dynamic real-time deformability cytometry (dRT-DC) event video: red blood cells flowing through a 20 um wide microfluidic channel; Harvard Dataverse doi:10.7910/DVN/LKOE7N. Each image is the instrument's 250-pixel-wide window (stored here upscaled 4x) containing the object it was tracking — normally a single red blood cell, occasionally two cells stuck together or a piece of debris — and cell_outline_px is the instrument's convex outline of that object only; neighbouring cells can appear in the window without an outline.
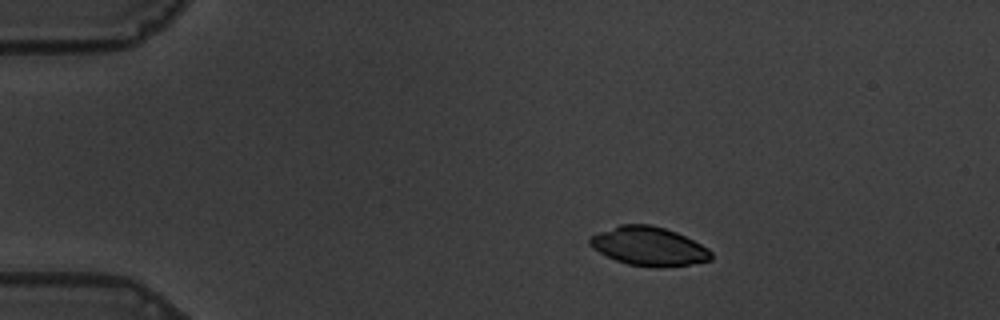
{"species": "common noctule bat (a hibernating species)", "species_latin": "Nyctalus noctula", "temperature_condition": "warm", "stored_images_in_passage": 48, "camera_frame_rate_fps": 3000, "um_per_image_px": 0.085, "animal": {"sex": "male", "body_mass_g": 19.5, "forearm_length_mm": 54.6}, "frame": {"image": 1, "passage_image": 1, "time_ms": 0.0, "image_size_px": [1000, 320], "cell_outline_px": [[712, 260], [688, 264], [660, 268], [656, 268], [628, 264], [616, 260], [592, 248], [588, 244], [588, 236], [620, 224], [648, 224], [664, 228], [676, 232], [708, 248], [712, 252]], "centroid_in_image_um": [55.12, 20.93], "position_along_channel_um": 29.9, "area_um2": 27.4}}
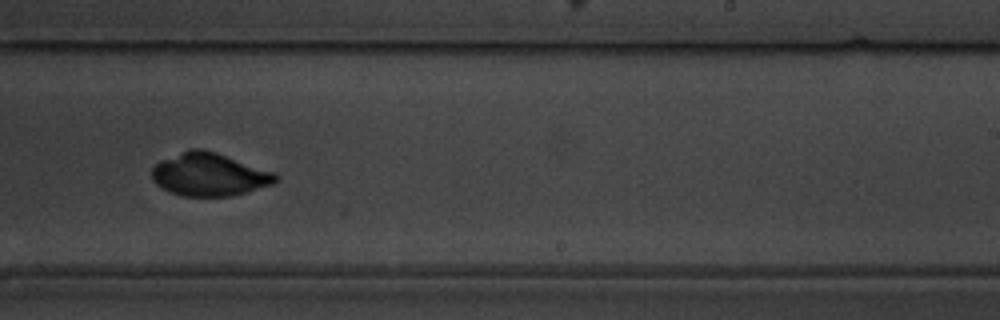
{"frame": {"image": 2, "passage_image": 27, "time_ms": 8.667, "image_size_px": [1000, 320], "cell_outline_px": [[280, 176], [276, 184], [248, 192], [232, 196], [180, 196], [168, 192], [156, 184], [152, 180], [152, 168], [160, 160], [192, 148], [200, 148], [216, 152], [276, 172]], "centroid_in_image_um": [17.83, 14.84], "position_along_channel_um": 271.2, "area_um2": 31.44}}
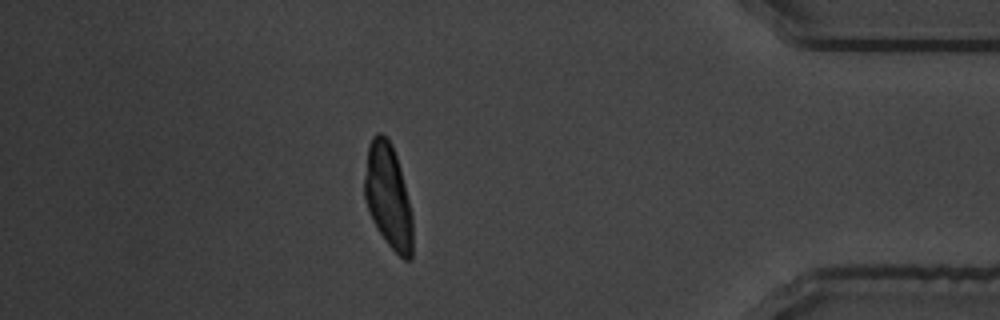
{"frame": {"image": 3, "passage_image": 41, "time_ms": 13.333, "image_size_px": [1000, 320], "cell_outline_px": [[412, 260], [404, 260], [388, 244], [372, 220], [364, 196], [364, 176], [368, 144], [372, 136], [376, 132], [380, 132], [392, 144], [400, 168], [412, 216]], "centroid_in_image_um": [32.98, 16.66], "position_along_channel_um": 402.2, "area_um2": 29.02}}